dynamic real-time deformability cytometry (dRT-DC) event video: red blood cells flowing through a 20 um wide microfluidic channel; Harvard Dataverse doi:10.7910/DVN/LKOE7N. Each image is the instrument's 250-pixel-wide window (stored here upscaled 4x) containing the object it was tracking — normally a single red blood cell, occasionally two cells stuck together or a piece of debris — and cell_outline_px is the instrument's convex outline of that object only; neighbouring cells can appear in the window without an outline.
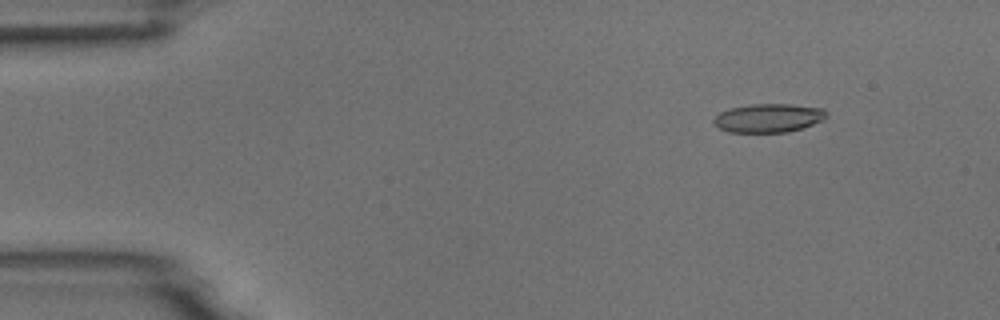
{"species": "common noctule bat (a hibernating species)", "species_latin": "Nyctalus noctula", "temperature_condition": "room temperature", "stored_images_in_passage": 7, "camera_frame_rate_fps": 3000, "um_per_image_px": 0.085, "animal": {"sex": "male", "body_mass_g": 18.8}, "frame": {"image": 1, "passage_image": 2, "time_ms": 1.0, "image_size_px": [1000, 320], "cell_outline_px": [[828, 116], [824, 120], [804, 128], [788, 132], [728, 132], [716, 128], [712, 124], [712, 120], [720, 112], [732, 108], [752, 104], [792, 104], [824, 108], [828, 112]], "centroid_in_image_um": [65.35, 10.04], "position_along_channel_um": 19.7, "area_um2": 19.19}}